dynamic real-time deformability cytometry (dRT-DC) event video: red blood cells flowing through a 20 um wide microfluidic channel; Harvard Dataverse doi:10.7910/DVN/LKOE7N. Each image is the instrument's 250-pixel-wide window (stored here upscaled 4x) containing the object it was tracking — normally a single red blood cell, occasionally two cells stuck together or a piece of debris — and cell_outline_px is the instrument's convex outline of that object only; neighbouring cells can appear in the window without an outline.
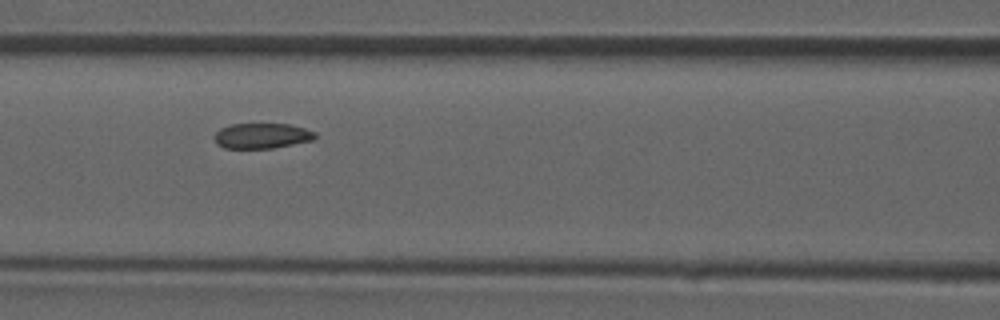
{"species": "common noctule bat (a hibernating species)", "species_latin": "Nyctalus noctula", "temperature_condition": "room temperature", "stored_images_in_passage": 46, "camera_frame_rate_fps": 3000, "um_per_image_px": 0.085, "animal": {"sex": "male", "forearm_length_mm": 52.5}, "frame": {"image": 1, "passage_image": 20, "time_ms": 6.333, "image_size_px": [1000, 320], "cell_outline_px": [[316, 136], [312, 140], [272, 148], [224, 148], [216, 144], [212, 136], [220, 128], [232, 124], [288, 124], [304, 128], [316, 132]], "centroid_in_image_um": [22.21, 11.54], "position_along_channel_um": 144.4, "area_um2": 14.85}}